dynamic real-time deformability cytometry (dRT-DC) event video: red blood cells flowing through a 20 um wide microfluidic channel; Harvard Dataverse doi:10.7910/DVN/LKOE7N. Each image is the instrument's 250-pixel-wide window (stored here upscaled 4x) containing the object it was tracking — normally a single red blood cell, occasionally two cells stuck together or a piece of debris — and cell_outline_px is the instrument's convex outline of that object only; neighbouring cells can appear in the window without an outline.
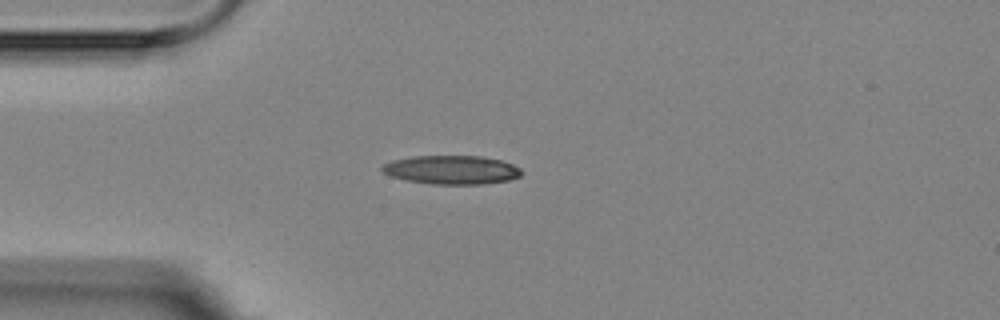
{"species": "Egyptian fruit bat (a non-hibernating species)", "species_latin": "Rousettus aegyptiacus", "temperature_condition": "room temperature", "stored_images_in_passage": 1, "camera_frame_rate_fps": 3000, "um_per_image_px": 0.085, "animal": {"sex": "female"}, "frame": {"image": 1, "passage_image": 1, "time_ms": 0.0, "image_size_px": [1000, 320], "cell_outline_px": [[524, 172], [520, 176], [508, 180], [480, 184], [432, 184], [404, 180], [392, 176], [384, 172], [380, 168], [384, 164], [392, 160], [412, 156], [480, 156], [500, 160], [512, 164], [520, 168]], "centroid_in_image_um": [38.38, 14.43], "position_along_channel_um": 46.6, "area_um2": 23.29}}